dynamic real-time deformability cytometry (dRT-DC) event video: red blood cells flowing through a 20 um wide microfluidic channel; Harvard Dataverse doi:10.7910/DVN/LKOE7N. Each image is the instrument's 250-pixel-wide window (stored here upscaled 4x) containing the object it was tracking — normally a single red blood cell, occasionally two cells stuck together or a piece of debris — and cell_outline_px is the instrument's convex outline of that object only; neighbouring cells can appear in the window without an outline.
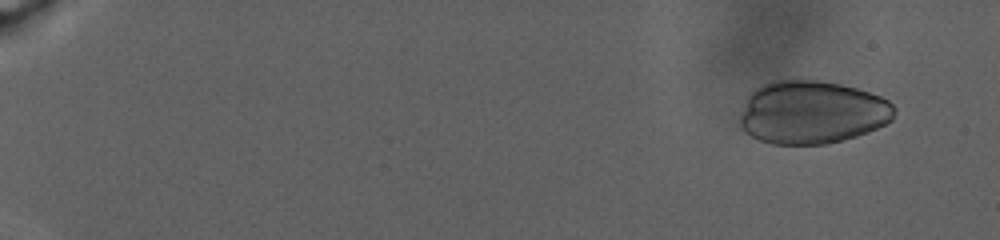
{"species": "human", "species_latin": "Homo sapiens", "temperature_condition": "warm", "stored_images_in_passage": 21, "camera_frame_rate_fps": 3000, "um_per_image_px": 0.085, "donor": {"sex": "male"}, "frame": {"image": 1, "passage_image": 7, "time_ms": 2.333, "image_size_px": [1000, 240], "cell_outline_px": [[896, 112], [892, 120], [868, 132], [844, 140], [828, 144], [772, 144], [760, 140], [752, 136], [740, 124], [740, 116], [748, 96], [756, 88], [772, 80], [820, 80], [840, 84], [856, 88], [880, 96], [888, 100], [896, 108]], "centroid_in_image_um": [69.05, 9.55], "position_along_channel_um": 16.0, "area_um2": 56.7}}